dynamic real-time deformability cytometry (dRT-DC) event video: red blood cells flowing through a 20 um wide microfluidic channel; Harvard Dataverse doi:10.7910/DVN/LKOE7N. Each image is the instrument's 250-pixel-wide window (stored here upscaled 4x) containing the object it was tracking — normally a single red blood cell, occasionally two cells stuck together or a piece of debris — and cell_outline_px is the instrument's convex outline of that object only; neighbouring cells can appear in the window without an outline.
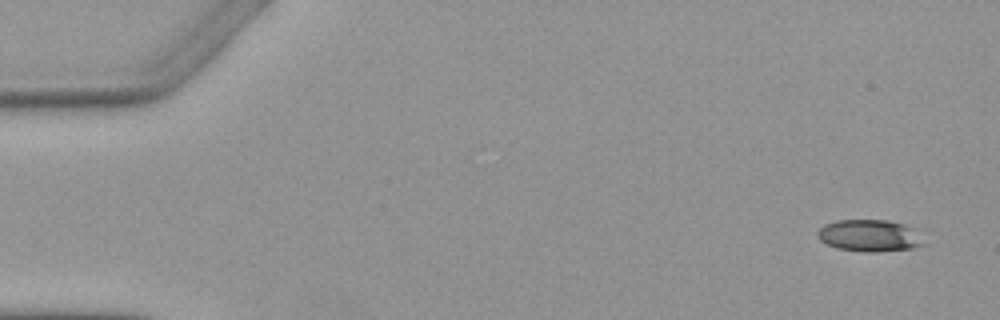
{"species": "Egyptian fruit bat (a non-hibernating species)", "species_latin": "Rousettus aegyptiacus", "temperature_condition": "warm", "stored_images_in_passage": 4, "camera_frame_rate_fps": 3000, "um_per_image_px": 0.085, "animal": {"sex": "female"}, "frame": {"image": 1, "passage_image": 1, "time_ms": 0.0, "image_size_px": [1000, 320], "cell_outline_px": [[928, 244], [912, 248], [876, 252], [868, 252], [836, 248], [820, 240], [816, 236], [816, 232], [824, 224], [836, 220], [888, 220], [904, 224], [912, 228]], "centroid_in_image_um": [73.9, 20.02], "position_along_channel_um": 11.1, "area_um2": 19.83}}